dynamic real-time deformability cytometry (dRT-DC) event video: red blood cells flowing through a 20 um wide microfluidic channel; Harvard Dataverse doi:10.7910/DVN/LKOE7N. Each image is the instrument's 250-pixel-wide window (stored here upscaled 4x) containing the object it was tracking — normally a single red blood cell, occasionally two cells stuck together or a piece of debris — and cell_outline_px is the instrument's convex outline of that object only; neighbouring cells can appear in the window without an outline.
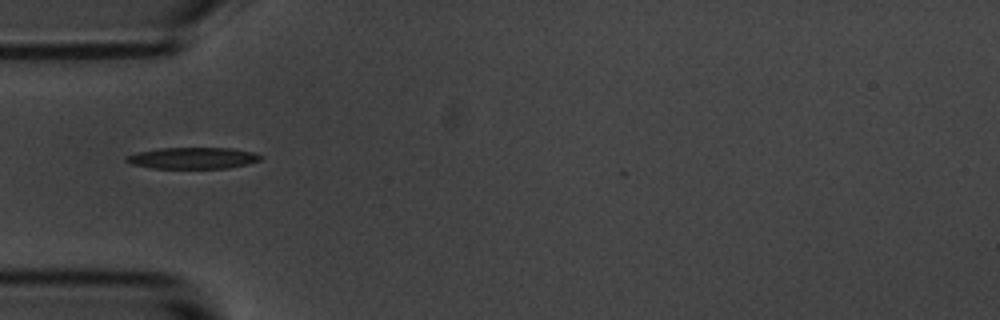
{"species": "common noctule bat (a hibernating species)", "species_latin": "Nyctalus noctula", "temperature_condition": "room temperature", "stored_images_in_passage": 1, "camera_frame_rate_fps": 3000, "um_per_image_px": 0.085, "animal": {"sex": "male", "body_mass_g": 20.1, "forearm_length_mm": 53.5}, "frame": {"image": 1, "passage_image": 1, "time_ms": 0.0, "image_size_px": [1000, 320], "cell_outline_px": [[264, 156], [260, 160], [248, 164], [228, 168], [152, 168], [132, 164], [124, 160], [124, 156], [136, 152], [160, 148], [232, 148], [252, 152]], "centroid_in_image_um": [16.37, 13.43], "position_along_channel_um": 68.6, "area_um2": 16.82}}